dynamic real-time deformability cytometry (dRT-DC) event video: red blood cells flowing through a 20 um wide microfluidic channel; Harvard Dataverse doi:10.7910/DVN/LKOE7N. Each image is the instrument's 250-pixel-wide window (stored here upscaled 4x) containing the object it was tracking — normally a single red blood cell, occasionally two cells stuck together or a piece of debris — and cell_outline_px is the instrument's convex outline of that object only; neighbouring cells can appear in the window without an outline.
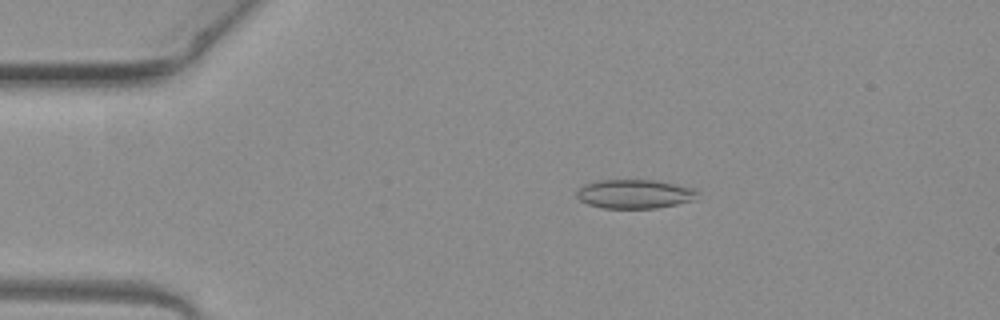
{"species": "common noctule bat (a hibernating species)", "species_latin": "Nyctalus noctula", "temperature_condition": "warm", "stored_images_in_passage": 52, "camera_frame_rate_fps": 3000, "um_per_image_px": 0.085, "animal": {"sex": "female", "body_mass_g": 19.3, "forearm_length_mm": 54.1}, "frame": {"image": 1, "passage_image": 10, "time_ms": 3.0, "image_size_px": [1000, 320], "cell_outline_px": [[700, 192], [696, 200], [656, 208], [604, 208], [588, 204], [580, 200], [576, 196], [576, 188], [584, 184], [596, 180], [656, 180], [696, 188]], "centroid_in_image_um": [53.96, 16.48], "position_along_channel_um": 31.0, "area_um2": 20.75}}
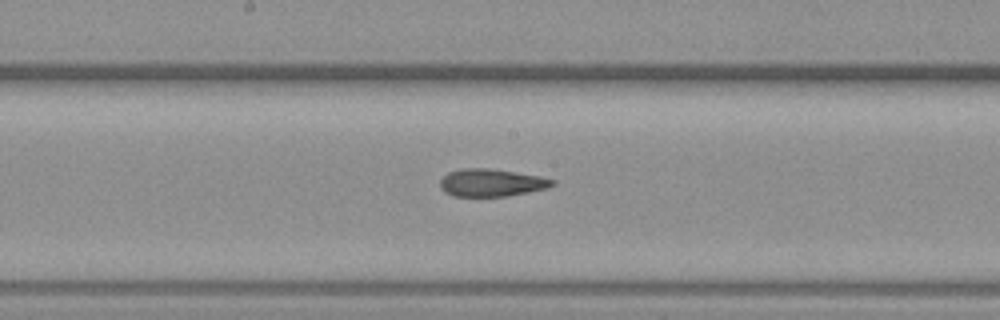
{"frame": {"image": 2, "passage_image": 27, "time_ms": 8.667, "image_size_px": [1000, 320], "cell_outline_px": [[556, 184], [548, 188], [508, 196], [452, 196], [444, 192], [440, 188], [440, 180], [448, 172], [464, 168], [488, 168], [540, 176], [556, 180]], "centroid_in_image_um": [41.78, 15.53], "position_along_channel_um": 206.4, "area_um2": 18.09}}
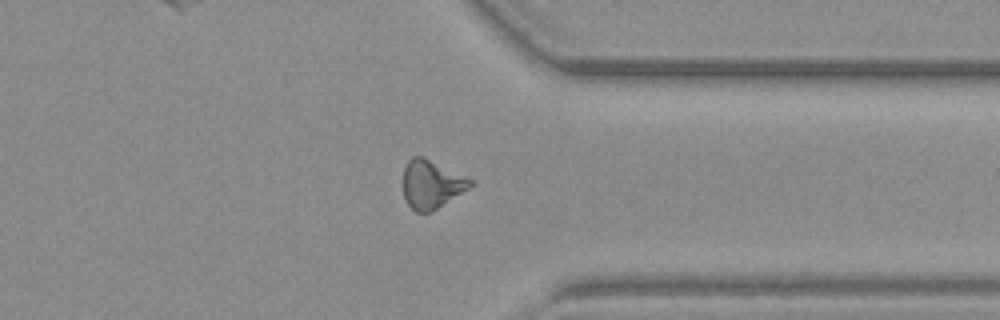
{"frame": {"image": 3, "passage_image": 40, "time_ms": 13.0, "image_size_px": [1000, 320], "cell_outline_px": [[472, 184], [468, 188], [432, 212], [416, 212], [408, 204], [404, 196], [404, 168], [408, 160], [412, 156], [424, 156], [472, 180]], "centroid_in_image_um": [36.64, 15.65], "position_along_channel_um": 374.8, "area_um2": 18.61}, "authors_computed_cell_mechanics": {"area_um2": 18.785, "velocity_mm_per_s": 3.9842, "shape_relaxation_time_tau1_ms": null, "shape_relaxation_time_tau2_ms": 2.6119, "deformation_change_tau1": null, "deformation_change_tau2": 0.1144}}